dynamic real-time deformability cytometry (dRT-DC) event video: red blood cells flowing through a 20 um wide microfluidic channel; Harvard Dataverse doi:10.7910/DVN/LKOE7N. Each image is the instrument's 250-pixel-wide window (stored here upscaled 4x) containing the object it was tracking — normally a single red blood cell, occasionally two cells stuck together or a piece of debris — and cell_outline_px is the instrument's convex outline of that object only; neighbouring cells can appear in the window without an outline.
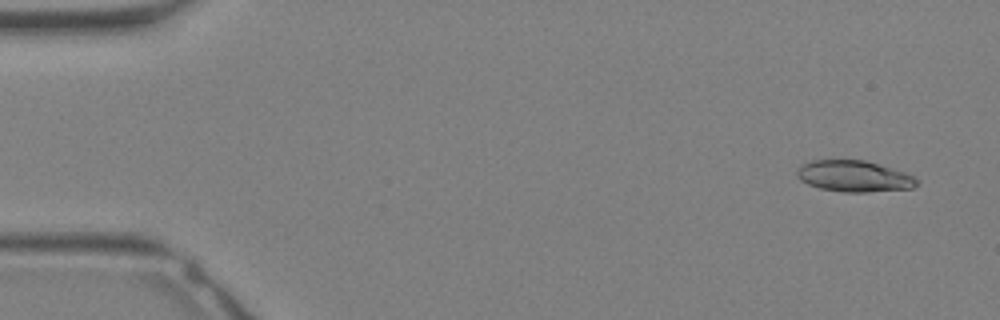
{"species": "Egyptian fruit bat (a non-hibernating species)", "species_latin": "Rousettus aegyptiacus", "temperature_condition": "warm", "stored_images_in_passage": 8, "camera_frame_rate_fps": 3000, "um_per_image_px": 0.085, "animal": {"sex": "female"}, "frame": {"image": 1, "passage_image": 2, "time_ms": 0.333, "image_size_px": [1000, 320], "cell_outline_px": [[916, 184], [912, 188], [868, 192], [844, 192], [820, 188], [808, 184], [800, 180], [796, 176], [796, 172], [804, 164], [812, 160], [864, 160], [904, 172], [912, 176], [916, 180]], "centroid_in_image_um": [72.56, 14.98], "position_along_channel_um": 12.4, "area_um2": 21.44}}